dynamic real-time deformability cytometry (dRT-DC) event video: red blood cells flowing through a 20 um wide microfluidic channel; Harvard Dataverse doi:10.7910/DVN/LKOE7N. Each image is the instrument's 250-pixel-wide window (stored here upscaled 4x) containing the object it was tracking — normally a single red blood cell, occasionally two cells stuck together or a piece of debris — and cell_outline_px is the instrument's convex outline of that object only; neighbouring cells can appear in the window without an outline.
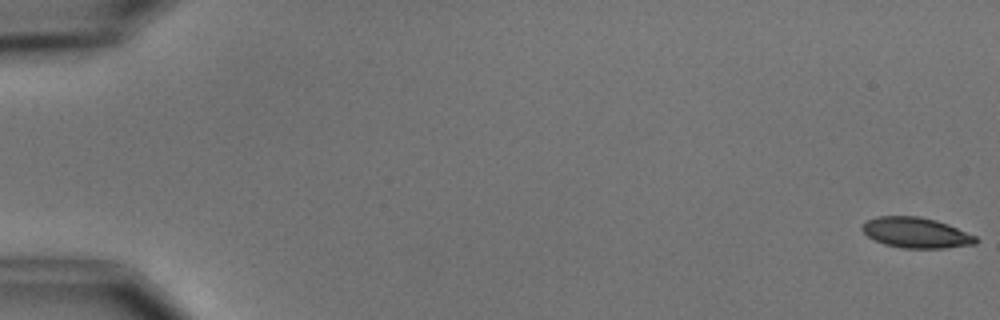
{"species": "common noctule bat (a hibernating species)", "species_latin": "Nyctalus noctula", "temperature_condition": "cold", "stored_images_in_passage": 4, "segment_of_instrument_passage": [2, 2], "camera_frame_rate_fps": 3000, "um_per_image_px": 0.085, "animal": {"sex": "male", "body_mass_g": 15.6}, "frame": {"image": 1, "passage_image": 4, "time_ms": 3.667, "image_size_px": [1000, 320], "cell_outline_px": [[980, 240], [976, 244], [944, 248], [904, 248], [884, 244], [868, 236], [860, 228], [860, 224], [876, 216], [920, 216], [936, 220], [948, 224], [976, 236]], "centroid_in_image_um": [77.87, 19.77], "position_along_channel_um": 7.1, "area_um2": 20.29}}